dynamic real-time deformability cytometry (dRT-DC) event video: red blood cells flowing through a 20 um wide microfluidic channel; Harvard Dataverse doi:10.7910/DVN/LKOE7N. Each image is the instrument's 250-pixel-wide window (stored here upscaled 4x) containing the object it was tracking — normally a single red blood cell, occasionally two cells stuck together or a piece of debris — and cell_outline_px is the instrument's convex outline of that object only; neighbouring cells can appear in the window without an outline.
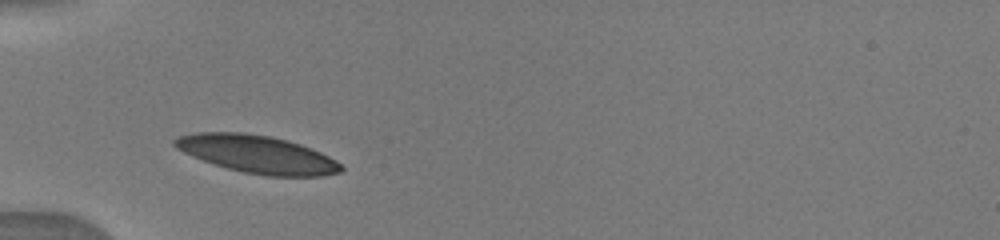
{"species": "human", "species_latin": "Homo sapiens", "temperature_condition": "warm", "stored_images_in_passage": 34, "camera_frame_rate_fps": 3000, "um_per_image_px": 0.085, "donor": {"sex": "male"}, "frame": {"image": 1, "passage_image": 1, "time_ms": 0.0, "image_size_px": [1000, 240], "cell_outline_px": [[344, 168], [340, 172], [320, 176], [268, 176], [244, 172], [228, 168], [192, 156], [176, 148], [172, 144], [172, 140], [176, 136], [196, 132], [244, 132], [268, 136], [288, 140], [312, 148], [336, 160]], "centroid_in_image_um": [21.85, 13.09], "position_along_channel_um": 63.2, "area_um2": 36.47}}
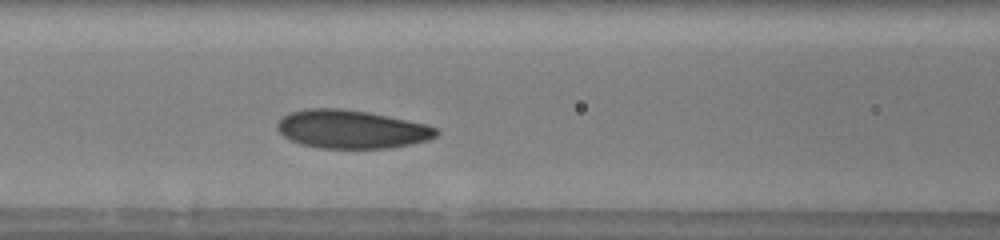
{"frame": {"image": 2, "passage_image": 7, "time_ms": 2.0, "image_size_px": [1000, 240], "cell_outline_px": [[440, 132], [436, 136], [428, 140], [388, 148], [320, 148], [300, 144], [284, 136], [276, 128], [276, 124], [284, 116], [292, 112], [308, 108], [340, 108], [368, 112], [428, 124], [436, 128]], "centroid_in_image_um": [29.89, 10.98], "position_along_channel_um": 136.7, "area_um2": 35.43}}
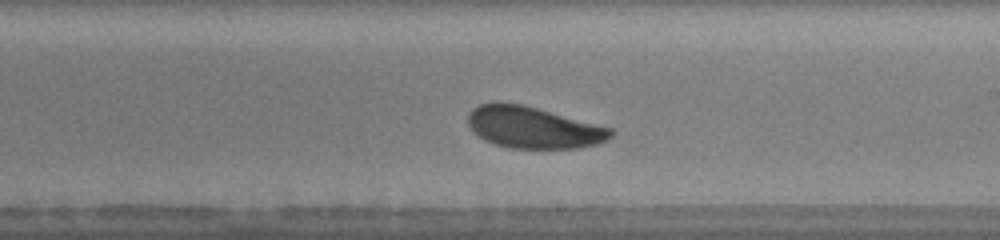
{"frame": {"image": 3, "passage_image": 17, "time_ms": 4.667, "image_size_px": [1000, 240], "cell_outline_px": [[612, 136], [608, 140], [596, 144], [580, 148], [508, 148], [484, 140], [472, 132], [468, 124], [468, 112], [472, 108], [480, 104], [520, 104], [536, 108], [612, 128]], "centroid_in_image_um": [45.32, 10.86], "position_along_channel_um": 243.7, "area_um2": 34.22}}